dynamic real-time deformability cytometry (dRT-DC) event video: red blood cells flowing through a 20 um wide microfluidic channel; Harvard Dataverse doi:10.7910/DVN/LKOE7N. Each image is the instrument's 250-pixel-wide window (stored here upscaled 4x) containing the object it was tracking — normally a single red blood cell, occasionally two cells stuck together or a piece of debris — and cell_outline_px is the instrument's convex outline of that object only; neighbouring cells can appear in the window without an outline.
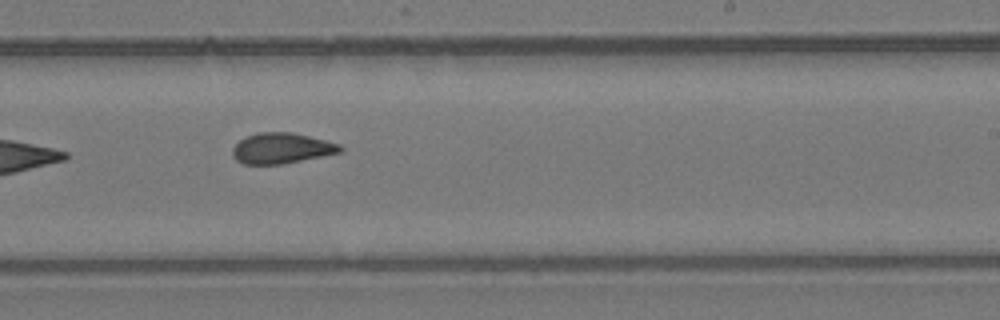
{"species": "common noctule bat (a hibernating species)", "species_latin": "Nyctalus noctula", "temperature_condition": "room temperature", "stored_images_in_passage": 9, "camera_frame_rate_fps": 3000, "um_per_image_px": 0.085, "animal": {"sex": "female", "body_mass_g": 24.6, "forearm_length_mm": 56.2}, "frame": {"image": 1, "passage_image": 9, "time_ms": 9.333, "image_size_px": [1000, 320], "cell_outline_px": [[344, 148], [340, 152], [284, 164], [244, 164], [236, 160], [232, 156], [232, 148], [244, 136], [256, 132], [292, 132], [340, 144]], "centroid_in_image_um": [23.89, 12.6], "position_along_channel_um": 265.1, "area_um2": 19.25}}